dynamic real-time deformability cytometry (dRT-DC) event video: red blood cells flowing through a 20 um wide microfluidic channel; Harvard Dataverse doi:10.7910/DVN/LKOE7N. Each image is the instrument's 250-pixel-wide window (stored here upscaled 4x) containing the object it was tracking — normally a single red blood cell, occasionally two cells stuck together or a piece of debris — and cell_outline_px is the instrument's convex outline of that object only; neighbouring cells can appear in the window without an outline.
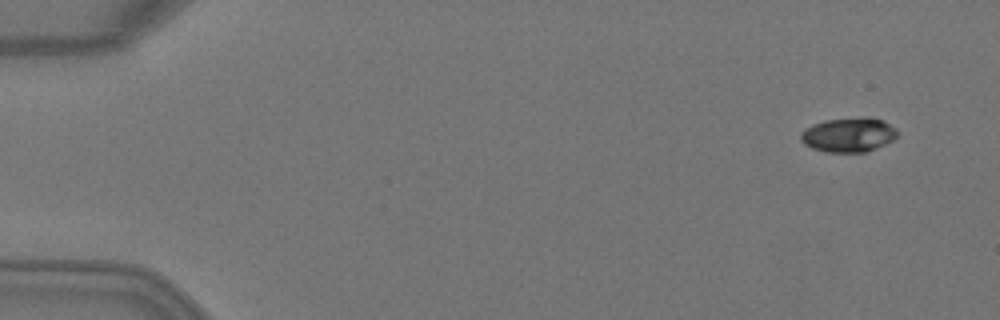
{"species": "Egyptian fruit bat (a non-hibernating species)", "species_latin": "Rousettus aegyptiacus", "temperature_condition": "warm", "stored_images_in_passage": 8, "camera_frame_rate_fps": 3000, "um_per_image_px": 0.085, "animal": {"sex": "female"}, "frame": {"image": 1, "passage_image": 1, "time_ms": 0.0, "image_size_px": [1000, 320], "cell_outline_px": [[900, 132], [892, 140], [876, 148], [864, 152], [824, 152], [812, 148], [804, 144], [800, 140], [800, 132], [812, 124], [824, 120], [864, 116], [884, 120], [896, 128]], "centroid_in_image_um": [72.12, 11.44], "position_along_channel_um": 12.9, "area_um2": 19.65}}
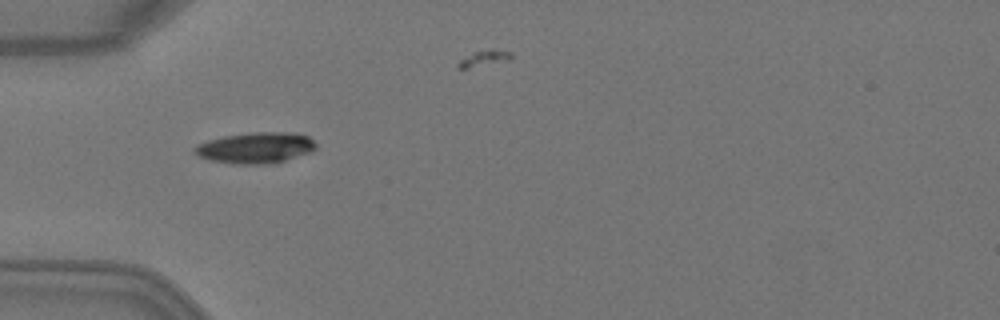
{"frame": {"image": 2, "passage_image": 4, "time_ms": 1.0, "image_size_px": [1000, 320], "cell_outline_px": [[316, 148], [312, 152], [272, 164], [236, 164], [212, 160], [200, 156], [192, 152], [192, 148], [196, 144], [208, 140], [224, 136], [256, 132], [284, 132], [308, 136], [316, 144]], "centroid_in_image_um": [21.71, 12.57], "position_along_channel_um": 63.3, "area_um2": 21.85}}